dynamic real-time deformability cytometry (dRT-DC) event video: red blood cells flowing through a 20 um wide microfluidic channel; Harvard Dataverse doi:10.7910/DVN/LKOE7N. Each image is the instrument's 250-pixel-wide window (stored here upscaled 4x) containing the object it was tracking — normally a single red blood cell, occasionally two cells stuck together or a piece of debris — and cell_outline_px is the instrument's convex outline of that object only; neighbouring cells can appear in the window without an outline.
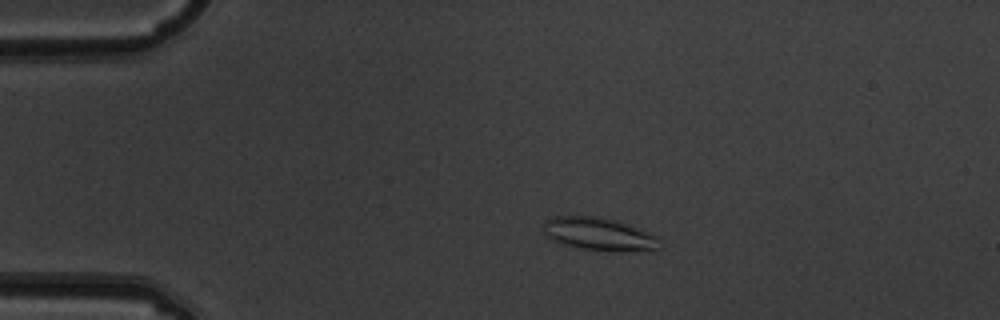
{"species": "common noctule bat (a hibernating species)", "species_latin": "Nyctalus noctula", "temperature_condition": "warm", "stored_images_in_passage": 6, "camera_frame_rate_fps": 3000, "um_per_image_px": 0.085, "animal": {"sex": "male", "body_mass_g": 19.5, "forearm_length_mm": 54.6}, "frame": {"image": 1, "passage_image": 4, "time_ms": 1.0, "image_size_px": [1000, 320], "cell_outline_px": [[664, 244], [656, 248], [576, 248], [552, 240], [544, 232], [544, 220], [552, 216], [596, 216], [616, 220], [640, 228], [660, 236]], "centroid_in_image_um": [50.88, 19.82], "position_along_channel_um": 34.1, "area_um2": 21.44}}
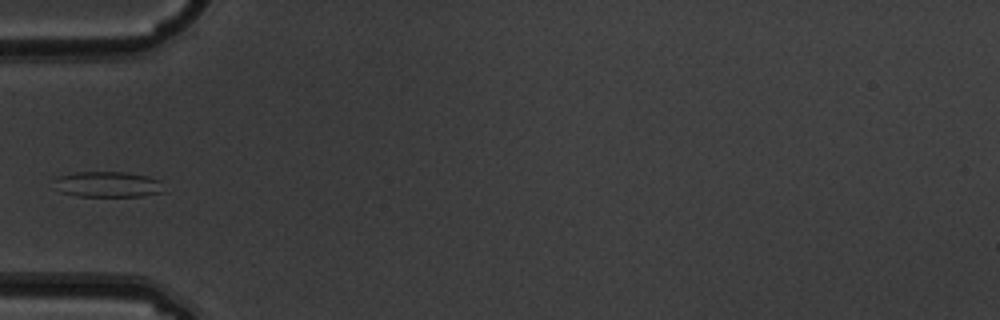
{"frame": {"image": 2, "passage_image": 6, "time_ms": 1.667, "image_size_px": [1000, 320], "cell_outline_px": [[164, 192], [140, 196], [80, 196], [60, 192], [56, 180], [56, 176], [76, 172], [124, 172], [148, 176], [160, 180]], "centroid_in_image_um": [9.2, 15.66], "position_along_channel_um": 75.8, "area_um2": 16.24}}